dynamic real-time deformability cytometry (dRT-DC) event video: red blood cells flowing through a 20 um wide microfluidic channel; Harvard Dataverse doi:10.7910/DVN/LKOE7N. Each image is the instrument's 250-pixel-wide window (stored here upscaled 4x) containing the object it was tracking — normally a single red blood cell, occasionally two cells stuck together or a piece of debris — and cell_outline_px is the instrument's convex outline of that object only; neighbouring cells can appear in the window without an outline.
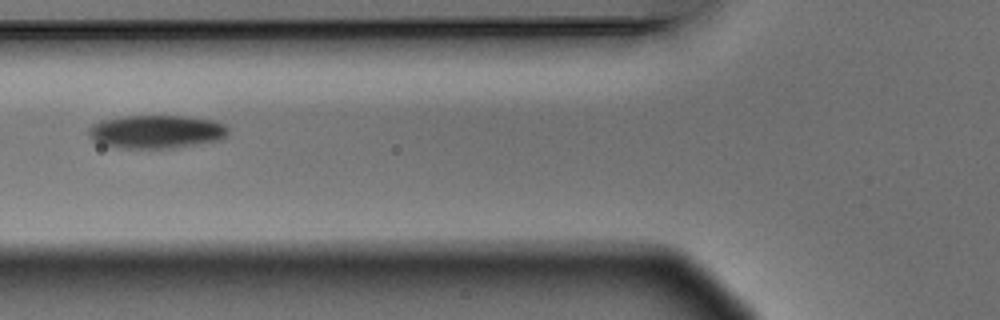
{"species": "Egyptian fruit bat (a non-hibernating species)", "species_latin": "Rousettus aegyptiacus", "temperature_condition": "warm", "stored_images_in_passage": 2, "camera_frame_rate_fps": 3000, "um_per_image_px": 0.085, "animal": {"sex": "male"}, "frame": {"image": 1, "passage_image": 2, "time_ms": 0.333, "image_size_px": [1000, 320], "cell_outline_px": [[228, 132], [220, 140], [172, 148], [116, 148], [100, 144], [92, 140], [88, 136], [88, 128], [92, 124], [104, 120], [124, 116], [184, 116], [212, 120], [224, 124], [228, 128]], "centroid_in_image_um": [13.24, 11.2], "position_along_channel_um": 112.6, "area_um2": 27.11}}